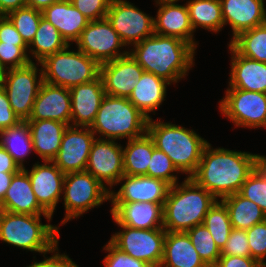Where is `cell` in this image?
I'll use <instances>...</instances> for the list:
<instances>
[{"label":"cell","instance_id":"cell-1","mask_svg":"<svg viewBox=\"0 0 266 267\" xmlns=\"http://www.w3.org/2000/svg\"><path fill=\"white\" fill-rule=\"evenodd\" d=\"M258 154L212 148L208 143L194 174L190 177L217 200L238 193L257 167Z\"/></svg>","mask_w":266,"mask_h":267},{"label":"cell","instance_id":"cell-2","mask_svg":"<svg viewBox=\"0 0 266 267\" xmlns=\"http://www.w3.org/2000/svg\"><path fill=\"white\" fill-rule=\"evenodd\" d=\"M129 49L131 56L145 72L163 78L170 84L184 79L194 66L195 48L182 39L153 34Z\"/></svg>","mask_w":266,"mask_h":267},{"label":"cell","instance_id":"cell-3","mask_svg":"<svg viewBox=\"0 0 266 267\" xmlns=\"http://www.w3.org/2000/svg\"><path fill=\"white\" fill-rule=\"evenodd\" d=\"M217 199L191 178L170 186L163 205V229L186 232L203 224L205 215Z\"/></svg>","mask_w":266,"mask_h":267},{"label":"cell","instance_id":"cell-4","mask_svg":"<svg viewBox=\"0 0 266 267\" xmlns=\"http://www.w3.org/2000/svg\"><path fill=\"white\" fill-rule=\"evenodd\" d=\"M147 133L153 139L155 147L163 151L173 162L177 170L190 178L196 171L202 153L209 143L193 129L170 122L148 120Z\"/></svg>","mask_w":266,"mask_h":267},{"label":"cell","instance_id":"cell-5","mask_svg":"<svg viewBox=\"0 0 266 267\" xmlns=\"http://www.w3.org/2000/svg\"><path fill=\"white\" fill-rule=\"evenodd\" d=\"M148 120L128 98L105 94L90 129L99 139L131 140L147 133Z\"/></svg>","mask_w":266,"mask_h":267},{"label":"cell","instance_id":"cell-6","mask_svg":"<svg viewBox=\"0 0 266 267\" xmlns=\"http://www.w3.org/2000/svg\"><path fill=\"white\" fill-rule=\"evenodd\" d=\"M41 216L7 212L0 223V240L27 251L51 253L59 244V226L43 224Z\"/></svg>","mask_w":266,"mask_h":267},{"label":"cell","instance_id":"cell-7","mask_svg":"<svg viewBox=\"0 0 266 267\" xmlns=\"http://www.w3.org/2000/svg\"><path fill=\"white\" fill-rule=\"evenodd\" d=\"M69 48L70 45L39 62L44 82L70 89L100 76V64L97 61L78 48L76 51H70Z\"/></svg>","mask_w":266,"mask_h":267},{"label":"cell","instance_id":"cell-8","mask_svg":"<svg viewBox=\"0 0 266 267\" xmlns=\"http://www.w3.org/2000/svg\"><path fill=\"white\" fill-rule=\"evenodd\" d=\"M62 195L65 207L62 225L110 200V191L87 171L65 174Z\"/></svg>","mask_w":266,"mask_h":267},{"label":"cell","instance_id":"cell-9","mask_svg":"<svg viewBox=\"0 0 266 267\" xmlns=\"http://www.w3.org/2000/svg\"><path fill=\"white\" fill-rule=\"evenodd\" d=\"M37 66H40V63L31 62L21 68L5 70L3 74L1 86L6 91L11 108L21 121L29 119L44 82L42 68L39 69Z\"/></svg>","mask_w":266,"mask_h":267},{"label":"cell","instance_id":"cell-10","mask_svg":"<svg viewBox=\"0 0 266 267\" xmlns=\"http://www.w3.org/2000/svg\"><path fill=\"white\" fill-rule=\"evenodd\" d=\"M122 231L115 232L110 242L120 251L133 258L146 262L150 267H159L163 258L164 229H136L120 225L113 217Z\"/></svg>","mask_w":266,"mask_h":267},{"label":"cell","instance_id":"cell-11","mask_svg":"<svg viewBox=\"0 0 266 267\" xmlns=\"http://www.w3.org/2000/svg\"><path fill=\"white\" fill-rule=\"evenodd\" d=\"M219 109L236 127L266 128V93L227 88Z\"/></svg>","mask_w":266,"mask_h":267},{"label":"cell","instance_id":"cell-12","mask_svg":"<svg viewBox=\"0 0 266 267\" xmlns=\"http://www.w3.org/2000/svg\"><path fill=\"white\" fill-rule=\"evenodd\" d=\"M77 48L90 58L103 64L129 53L107 18L90 21L75 42Z\"/></svg>","mask_w":266,"mask_h":267},{"label":"cell","instance_id":"cell-13","mask_svg":"<svg viewBox=\"0 0 266 267\" xmlns=\"http://www.w3.org/2000/svg\"><path fill=\"white\" fill-rule=\"evenodd\" d=\"M106 18L128 48L154 34V17L129 1L111 0Z\"/></svg>","mask_w":266,"mask_h":267},{"label":"cell","instance_id":"cell-14","mask_svg":"<svg viewBox=\"0 0 266 267\" xmlns=\"http://www.w3.org/2000/svg\"><path fill=\"white\" fill-rule=\"evenodd\" d=\"M96 136L90 127L68 125L53 163L64 173L85 171Z\"/></svg>","mask_w":266,"mask_h":267},{"label":"cell","instance_id":"cell-15","mask_svg":"<svg viewBox=\"0 0 266 267\" xmlns=\"http://www.w3.org/2000/svg\"><path fill=\"white\" fill-rule=\"evenodd\" d=\"M85 171L92 174L110 191L124 175L123 146L114 140L96 138Z\"/></svg>","mask_w":266,"mask_h":267},{"label":"cell","instance_id":"cell-16","mask_svg":"<svg viewBox=\"0 0 266 267\" xmlns=\"http://www.w3.org/2000/svg\"><path fill=\"white\" fill-rule=\"evenodd\" d=\"M123 182V184H122ZM122 184L115 192L110 190L111 203L153 202L164 204L170 185L147 175H123L117 184Z\"/></svg>","mask_w":266,"mask_h":267},{"label":"cell","instance_id":"cell-17","mask_svg":"<svg viewBox=\"0 0 266 267\" xmlns=\"http://www.w3.org/2000/svg\"><path fill=\"white\" fill-rule=\"evenodd\" d=\"M35 163L28 173L32 189L39 205L51 216L61 199L65 174L52 162Z\"/></svg>","mask_w":266,"mask_h":267},{"label":"cell","instance_id":"cell-18","mask_svg":"<svg viewBox=\"0 0 266 267\" xmlns=\"http://www.w3.org/2000/svg\"><path fill=\"white\" fill-rule=\"evenodd\" d=\"M144 69L128 53L113 61L100 64V76L105 94L129 98Z\"/></svg>","mask_w":266,"mask_h":267},{"label":"cell","instance_id":"cell-19","mask_svg":"<svg viewBox=\"0 0 266 267\" xmlns=\"http://www.w3.org/2000/svg\"><path fill=\"white\" fill-rule=\"evenodd\" d=\"M155 2V6H159V8L156 17H154V33L182 39L196 49L198 44L194 42V30L187 5L177 4L178 0Z\"/></svg>","mask_w":266,"mask_h":267},{"label":"cell","instance_id":"cell-20","mask_svg":"<svg viewBox=\"0 0 266 267\" xmlns=\"http://www.w3.org/2000/svg\"><path fill=\"white\" fill-rule=\"evenodd\" d=\"M45 119L71 125V97L68 88L42 83L28 120Z\"/></svg>","mask_w":266,"mask_h":267},{"label":"cell","instance_id":"cell-21","mask_svg":"<svg viewBox=\"0 0 266 267\" xmlns=\"http://www.w3.org/2000/svg\"><path fill=\"white\" fill-rule=\"evenodd\" d=\"M71 97V125L91 127L105 96L103 80L97 79L69 89Z\"/></svg>","mask_w":266,"mask_h":267},{"label":"cell","instance_id":"cell-22","mask_svg":"<svg viewBox=\"0 0 266 267\" xmlns=\"http://www.w3.org/2000/svg\"><path fill=\"white\" fill-rule=\"evenodd\" d=\"M224 26L229 24L232 38L239 33L266 23L264 0H220Z\"/></svg>","mask_w":266,"mask_h":267},{"label":"cell","instance_id":"cell-23","mask_svg":"<svg viewBox=\"0 0 266 267\" xmlns=\"http://www.w3.org/2000/svg\"><path fill=\"white\" fill-rule=\"evenodd\" d=\"M112 217L136 229H163V205L153 202L112 203Z\"/></svg>","mask_w":266,"mask_h":267},{"label":"cell","instance_id":"cell-24","mask_svg":"<svg viewBox=\"0 0 266 267\" xmlns=\"http://www.w3.org/2000/svg\"><path fill=\"white\" fill-rule=\"evenodd\" d=\"M231 71L228 88L266 93V63L240 55L230 44Z\"/></svg>","mask_w":266,"mask_h":267},{"label":"cell","instance_id":"cell-25","mask_svg":"<svg viewBox=\"0 0 266 267\" xmlns=\"http://www.w3.org/2000/svg\"><path fill=\"white\" fill-rule=\"evenodd\" d=\"M3 202L8 212L43 215L47 221H51L52 219V216L39 205L32 189L28 173L24 169H20L13 175Z\"/></svg>","mask_w":266,"mask_h":267},{"label":"cell","instance_id":"cell-26","mask_svg":"<svg viewBox=\"0 0 266 267\" xmlns=\"http://www.w3.org/2000/svg\"><path fill=\"white\" fill-rule=\"evenodd\" d=\"M42 17L50 22L71 45L76 42L90 22L70 0H61L42 11Z\"/></svg>","mask_w":266,"mask_h":267},{"label":"cell","instance_id":"cell-27","mask_svg":"<svg viewBox=\"0 0 266 267\" xmlns=\"http://www.w3.org/2000/svg\"><path fill=\"white\" fill-rule=\"evenodd\" d=\"M33 142V151L43 161H53L61 147L67 124L55 120H26Z\"/></svg>","mask_w":266,"mask_h":267},{"label":"cell","instance_id":"cell-28","mask_svg":"<svg viewBox=\"0 0 266 267\" xmlns=\"http://www.w3.org/2000/svg\"><path fill=\"white\" fill-rule=\"evenodd\" d=\"M159 267H208L200 258L186 232L166 231Z\"/></svg>","mask_w":266,"mask_h":267},{"label":"cell","instance_id":"cell-29","mask_svg":"<svg viewBox=\"0 0 266 267\" xmlns=\"http://www.w3.org/2000/svg\"><path fill=\"white\" fill-rule=\"evenodd\" d=\"M167 85L171 84L153 73L144 71L128 99L141 113L151 119L149 113H155L165 100Z\"/></svg>","mask_w":266,"mask_h":267},{"label":"cell","instance_id":"cell-30","mask_svg":"<svg viewBox=\"0 0 266 267\" xmlns=\"http://www.w3.org/2000/svg\"><path fill=\"white\" fill-rule=\"evenodd\" d=\"M154 148V141L148 133L142 137L127 140L126 146L123 147L124 175H147Z\"/></svg>","mask_w":266,"mask_h":267},{"label":"cell","instance_id":"cell-31","mask_svg":"<svg viewBox=\"0 0 266 267\" xmlns=\"http://www.w3.org/2000/svg\"><path fill=\"white\" fill-rule=\"evenodd\" d=\"M228 209L231 226L247 230L266 219L262 209L239 192L221 199Z\"/></svg>","mask_w":266,"mask_h":267},{"label":"cell","instance_id":"cell-32","mask_svg":"<svg viewBox=\"0 0 266 267\" xmlns=\"http://www.w3.org/2000/svg\"><path fill=\"white\" fill-rule=\"evenodd\" d=\"M185 4L194 32L201 27L218 33L224 27L220 0H188Z\"/></svg>","mask_w":266,"mask_h":267},{"label":"cell","instance_id":"cell-33","mask_svg":"<svg viewBox=\"0 0 266 267\" xmlns=\"http://www.w3.org/2000/svg\"><path fill=\"white\" fill-rule=\"evenodd\" d=\"M69 44L61 36L60 32L45 18L41 17L38 30L31 44L28 46V56L31 62H41L48 55L65 49Z\"/></svg>","mask_w":266,"mask_h":267},{"label":"cell","instance_id":"cell-34","mask_svg":"<svg viewBox=\"0 0 266 267\" xmlns=\"http://www.w3.org/2000/svg\"><path fill=\"white\" fill-rule=\"evenodd\" d=\"M0 145L12 156L20 169H24L25 157L33 151V142L26 121L0 131Z\"/></svg>","mask_w":266,"mask_h":267},{"label":"cell","instance_id":"cell-35","mask_svg":"<svg viewBox=\"0 0 266 267\" xmlns=\"http://www.w3.org/2000/svg\"><path fill=\"white\" fill-rule=\"evenodd\" d=\"M229 44L240 55L266 63V23L239 33Z\"/></svg>","mask_w":266,"mask_h":267},{"label":"cell","instance_id":"cell-36","mask_svg":"<svg viewBox=\"0 0 266 267\" xmlns=\"http://www.w3.org/2000/svg\"><path fill=\"white\" fill-rule=\"evenodd\" d=\"M216 245L221 250L233 229L227 207L221 200H217L209 209L203 220Z\"/></svg>","mask_w":266,"mask_h":267},{"label":"cell","instance_id":"cell-37","mask_svg":"<svg viewBox=\"0 0 266 267\" xmlns=\"http://www.w3.org/2000/svg\"><path fill=\"white\" fill-rule=\"evenodd\" d=\"M200 258L208 267H214L221 256L212 235L203 224L186 231Z\"/></svg>","mask_w":266,"mask_h":267},{"label":"cell","instance_id":"cell-38","mask_svg":"<svg viewBox=\"0 0 266 267\" xmlns=\"http://www.w3.org/2000/svg\"><path fill=\"white\" fill-rule=\"evenodd\" d=\"M7 17L14 24L27 46L33 41L42 17V12L25 6L10 12Z\"/></svg>","mask_w":266,"mask_h":267},{"label":"cell","instance_id":"cell-39","mask_svg":"<svg viewBox=\"0 0 266 267\" xmlns=\"http://www.w3.org/2000/svg\"><path fill=\"white\" fill-rule=\"evenodd\" d=\"M174 172L180 173L170 158L155 147L148 165L147 176L161 179L173 186L179 182V178Z\"/></svg>","mask_w":266,"mask_h":267},{"label":"cell","instance_id":"cell-40","mask_svg":"<svg viewBox=\"0 0 266 267\" xmlns=\"http://www.w3.org/2000/svg\"><path fill=\"white\" fill-rule=\"evenodd\" d=\"M239 193L256 203L266 215V175L258 166L243 183Z\"/></svg>","mask_w":266,"mask_h":267},{"label":"cell","instance_id":"cell-41","mask_svg":"<svg viewBox=\"0 0 266 267\" xmlns=\"http://www.w3.org/2000/svg\"><path fill=\"white\" fill-rule=\"evenodd\" d=\"M27 51L28 46L0 42V67L5 71L29 65L31 61Z\"/></svg>","mask_w":266,"mask_h":267},{"label":"cell","instance_id":"cell-42","mask_svg":"<svg viewBox=\"0 0 266 267\" xmlns=\"http://www.w3.org/2000/svg\"><path fill=\"white\" fill-rule=\"evenodd\" d=\"M250 255L262 266L266 257V219L246 230Z\"/></svg>","mask_w":266,"mask_h":267},{"label":"cell","instance_id":"cell-43","mask_svg":"<svg viewBox=\"0 0 266 267\" xmlns=\"http://www.w3.org/2000/svg\"><path fill=\"white\" fill-rule=\"evenodd\" d=\"M103 250L108 253L103 260L105 267H150L146 262L120 251L110 241L103 246Z\"/></svg>","mask_w":266,"mask_h":267},{"label":"cell","instance_id":"cell-44","mask_svg":"<svg viewBox=\"0 0 266 267\" xmlns=\"http://www.w3.org/2000/svg\"><path fill=\"white\" fill-rule=\"evenodd\" d=\"M221 255L251 257L246 230L233 228Z\"/></svg>","mask_w":266,"mask_h":267},{"label":"cell","instance_id":"cell-45","mask_svg":"<svg viewBox=\"0 0 266 267\" xmlns=\"http://www.w3.org/2000/svg\"><path fill=\"white\" fill-rule=\"evenodd\" d=\"M89 21L106 18L111 0H70Z\"/></svg>","mask_w":266,"mask_h":267},{"label":"cell","instance_id":"cell-46","mask_svg":"<svg viewBox=\"0 0 266 267\" xmlns=\"http://www.w3.org/2000/svg\"><path fill=\"white\" fill-rule=\"evenodd\" d=\"M21 122L11 108L5 89L0 84V131L14 127Z\"/></svg>","mask_w":266,"mask_h":267},{"label":"cell","instance_id":"cell-47","mask_svg":"<svg viewBox=\"0 0 266 267\" xmlns=\"http://www.w3.org/2000/svg\"><path fill=\"white\" fill-rule=\"evenodd\" d=\"M51 253H53L52 256L45 257L47 254L45 253L43 254V261H34L33 264L26 267H79L67 254H59L58 244L53 248Z\"/></svg>","mask_w":266,"mask_h":267},{"label":"cell","instance_id":"cell-48","mask_svg":"<svg viewBox=\"0 0 266 267\" xmlns=\"http://www.w3.org/2000/svg\"><path fill=\"white\" fill-rule=\"evenodd\" d=\"M0 42L14 44L17 46H27L21 35L17 32L14 24L7 16L0 19Z\"/></svg>","mask_w":266,"mask_h":267},{"label":"cell","instance_id":"cell-49","mask_svg":"<svg viewBox=\"0 0 266 267\" xmlns=\"http://www.w3.org/2000/svg\"><path fill=\"white\" fill-rule=\"evenodd\" d=\"M214 267H263L252 257L221 255Z\"/></svg>","mask_w":266,"mask_h":267},{"label":"cell","instance_id":"cell-50","mask_svg":"<svg viewBox=\"0 0 266 267\" xmlns=\"http://www.w3.org/2000/svg\"><path fill=\"white\" fill-rule=\"evenodd\" d=\"M19 170L12 156L0 145V172L17 173Z\"/></svg>","mask_w":266,"mask_h":267},{"label":"cell","instance_id":"cell-51","mask_svg":"<svg viewBox=\"0 0 266 267\" xmlns=\"http://www.w3.org/2000/svg\"><path fill=\"white\" fill-rule=\"evenodd\" d=\"M27 5L26 0H0V13L7 16L10 12Z\"/></svg>","mask_w":266,"mask_h":267},{"label":"cell","instance_id":"cell-52","mask_svg":"<svg viewBox=\"0 0 266 267\" xmlns=\"http://www.w3.org/2000/svg\"><path fill=\"white\" fill-rule=\"evenodd\" d=\"M15 173L0 172V200L3 201Z\"/></svg>","mask_w":266,"mask_h":267},{"label":"cell","instance_id":"cell-53","mask_svg":"<svg viewBox=\"0 0 266 267\" xmlns=\"http://www.w3.org/2000/svg\"><path fill=\"white\" fill-rule=\"evenodd\" d=\"M59 1L61 0H26V3H27V6L32 7L42 12L48 6Z\"/></svg>","mask_w":266,"mask_h":267},{"label":"cell","instance_id":"cell-54","mask_svg":"<svg viewBox=\"0 0 266 267\" xmlns=\"http://www.w3.org/2000/svg\"><path fill=\"white\" fill-rule=\"evenodd\" d=\"M257 166L261 169L262 172L266 175V156L259 155L257 156Z\"/></svg>","mask_w":266,"mask_h":267},{"label":"cell","instance_id":"cell-55","mask_svg":"<svg viewBox=\"0 0 266 267\" xmlns=\"http://www.w3.org/2000/svg\"><path fill=\"white\" fill-rule=\"evenodd\" d=\"M7 212L8 211H7L6 205L4 204L2 200H0V223L4 219Z\"/></svg>","mask_w":266,"mask_h":267},{"label":"cell","instance_id":"cell-56","mask_svg":"<svg viewBox=\"0 0 266 267\" xmlns=\"http://www.w3.org/2000/svg\"><path fill=\"white\" fill-rule=\"evenodd\" d=\"M4 70L0 67V84L3 79Z\"/></svg>","mask_w":266,"mask_h":267}]
</instances>
